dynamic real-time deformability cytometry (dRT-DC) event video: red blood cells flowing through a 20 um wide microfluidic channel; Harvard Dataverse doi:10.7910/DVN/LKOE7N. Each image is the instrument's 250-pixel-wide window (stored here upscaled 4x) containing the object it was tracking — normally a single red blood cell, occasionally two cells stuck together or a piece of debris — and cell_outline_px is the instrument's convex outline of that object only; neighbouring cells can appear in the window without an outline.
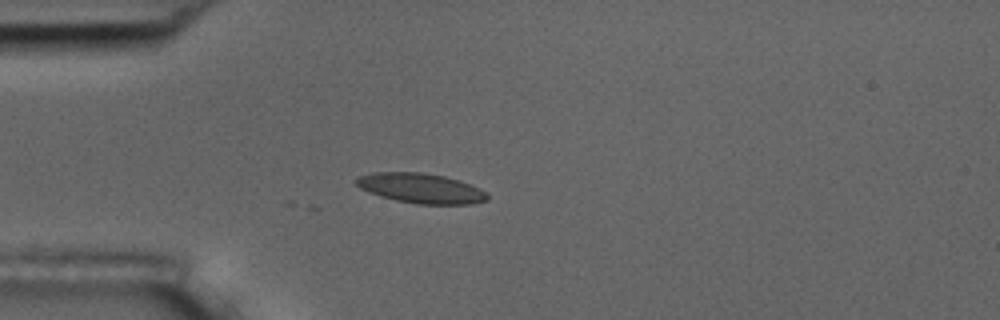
{"species": "common noctule bat (a hibernating species)", "species_latin": "Nyctalus noctula", "temperature_condition": "room temperature", "stored_images_in_passage": 3, "camera_frame_rate_fps": 3000, "um_per_image_px": 0.085, "animal": {"sex": "male", "body_mass_g": 17.5, "forearm_length_mm": 52.3}, "frame": {"image": 1, "passage_image": 3, "time_ms": 0.667, "image_size_px": [1000, 320], "cell_outline_px": [[488, 200], [472, 204], [416, 204], [396, 200], [380, 196], [368, 192], [360, 188], [356, 184], [356, 180], [360, 176], [372, 172], [424, 172], [444, 176], [460, 180], [480, 188], [488, 196]], "centroid_in_image_um": [35.78, 16.0], "position_along_channel_um": 49.2, "area_um2": 22.89}}